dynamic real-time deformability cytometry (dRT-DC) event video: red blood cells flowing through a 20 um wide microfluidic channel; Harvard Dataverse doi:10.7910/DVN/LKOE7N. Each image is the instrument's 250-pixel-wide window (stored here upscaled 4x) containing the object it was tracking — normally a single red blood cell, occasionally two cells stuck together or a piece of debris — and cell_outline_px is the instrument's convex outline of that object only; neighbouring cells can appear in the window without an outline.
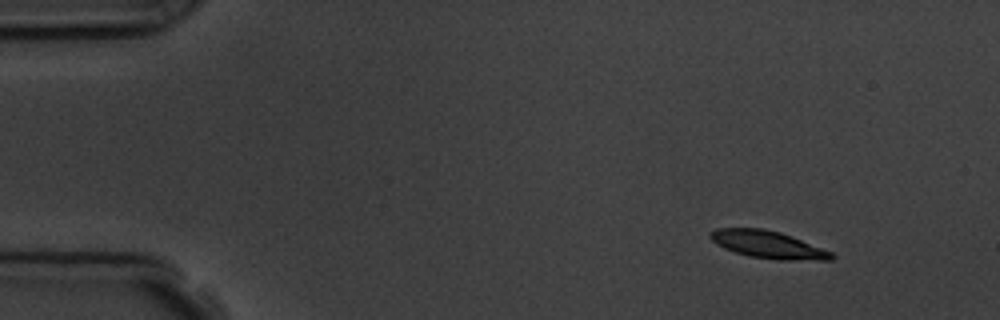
{"species": "common noctule bat (a hibernating species)", "species_latin": "Nyctalus noctula", "temperature_condition": "room temperature", "stored_images_in_passage": 3, "camera_frame_rate_fps": 3000, "um_per_image_px": 0.085, "animal": {"sex": "male", "body_mass_g": 19.5, "forearm_length_mm": 54.6}, "frame": {"image": 1, "passage_image": 1, "time_ms": 0.0, "image_size_px": [1000, 320], "cell_outline_px": [[836, 256], [832, 260], [780, 260], [748, 256], [724, 248], [716, 244], [708, 236], [708, 232], [716, 228], [764, 228], [780, 232], [792, 236], [832, 252]], "centroid_in_image_um": [65.27, 20.78], "position_along_channel_um": 19.7, "area_um2": 19.48}}
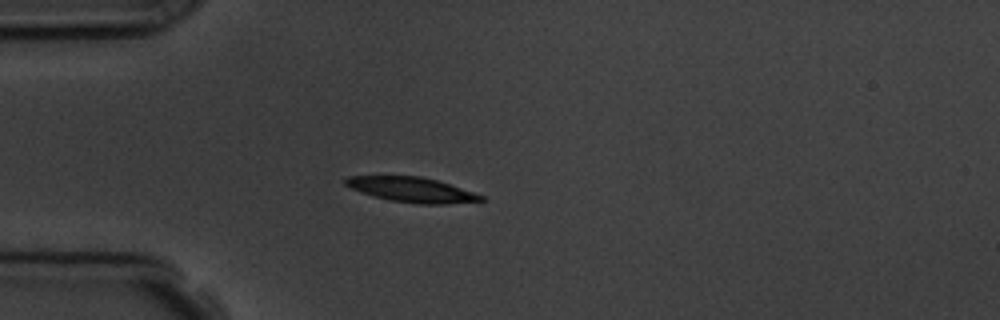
{"frame": {"image": 2, "passage_image": 3, "time_ms": 3.0, "image_size_px": [1000, 320], "cell_outline_px": [[484, 200], [444, 204], [420, 204], [392, 200], [372, 196], [360, 192], [344, 184], [344, 180], [348, 176], [420, 176], [436, 180], [484, 196]], "centroid_in_image_um": [34.95, 16.12], "position_along_channel_um": 50.1, "area_um2": 19.31}}